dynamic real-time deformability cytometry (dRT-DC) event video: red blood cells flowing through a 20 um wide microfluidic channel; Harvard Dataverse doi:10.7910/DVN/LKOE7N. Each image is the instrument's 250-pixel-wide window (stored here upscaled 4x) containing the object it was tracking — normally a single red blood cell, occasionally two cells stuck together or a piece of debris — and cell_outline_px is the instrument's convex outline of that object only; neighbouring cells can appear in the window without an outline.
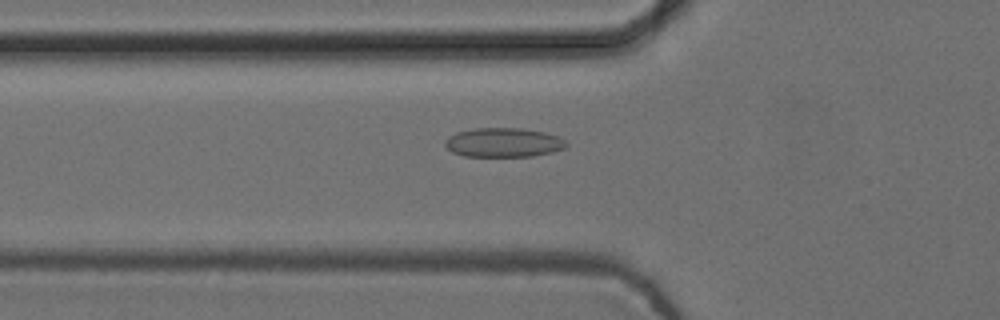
{"species": "common noctule bat (a hibernating species)", "species_latin": "Nyctalus noctula", "temperature_condition": "cold", "stored_images_in_passage": 54, "camera_frame_rate_fps": 3000, "um_per_image_px": 0.085, "animal": {"sex": "female", "body_mass_g": 24.6, "forearm_length_mm": 56.2}, "frame": {"image": 1, "passage_image": 19, "time_ms": 6.0, "image_size_px": [1000, 320], "cell_outline_px": [[568, 144], [564, 148], [552, 152], [532, 156], [464, 156], [452, 152], [444, 144], [444, 140], [448, 136], [456, 132], [476, 128], [520, 128], [544, 132], [560, 136]], "centroid_in_image_um": [42.78, 12.11], "position_along_channel_um": 83.0, "area_um2": 20.69}}
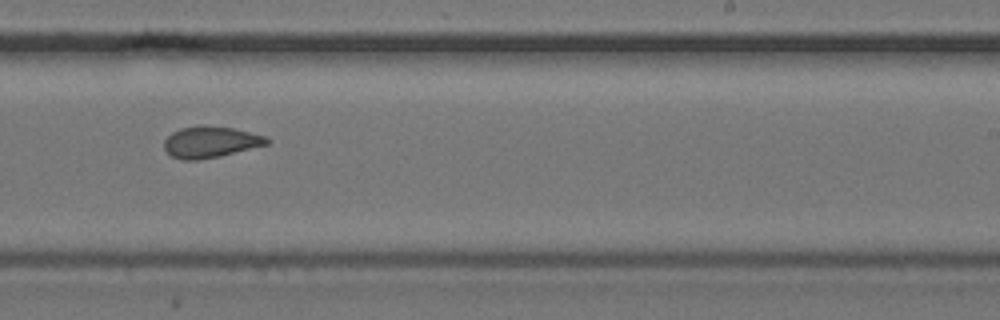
{"frame": {"image": 2, "passage_image": 34, "time_ms": 11.0, "image_size_px": [1000, 320], "cell_outline_px": [[272, 140], [268, 144], [220, 156], [196, 160], [180, 160], [172, 156], [164, 148], [164, 140], [172, 132], [180, 128], [236, 128], [264, 136]], "centroid_in_image_um": [17.9, 12.11], "position_along_channel_um": 271.1, "area_um2": 18.09}}
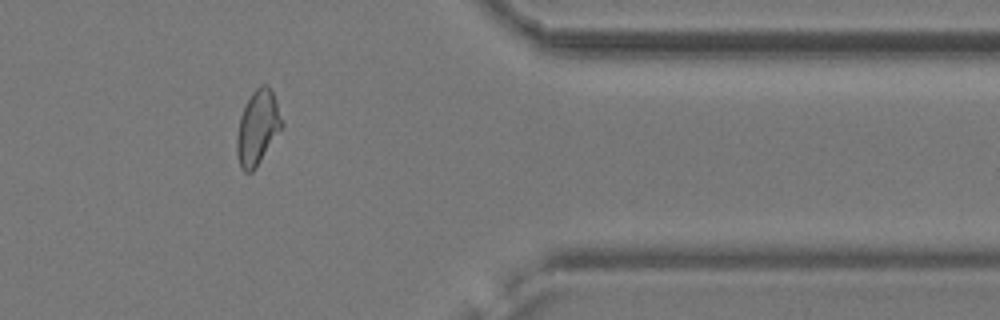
{"frame": {"image": 3, "passage_image": 45, "time_ms": 14.667, "image_size_px": [1000, 320], "cell_outline_px": [[284, 128], [252, 172], [244, 172], [240, 168], [236, 152], [236, 136], [240, 116], [252, 92], [260, 84], [268, 84], [276, 100], [284, 124]], "centroid_in_image_um": [21.91, 10.86], "position_along_channel_um": 389.5, "area_um2": 19.77}, "authors_computed_cell_mechanics": {"area_um2": 19.6231, "velocity_mm_per_s": 3.7581, "shape_relaxation_time_tau1_ms": null, "shape_relaxation_time_tau2_ms": 2.3144, "deformation_change_tau1": null, "deformation_change_tau2": 0.0762}}